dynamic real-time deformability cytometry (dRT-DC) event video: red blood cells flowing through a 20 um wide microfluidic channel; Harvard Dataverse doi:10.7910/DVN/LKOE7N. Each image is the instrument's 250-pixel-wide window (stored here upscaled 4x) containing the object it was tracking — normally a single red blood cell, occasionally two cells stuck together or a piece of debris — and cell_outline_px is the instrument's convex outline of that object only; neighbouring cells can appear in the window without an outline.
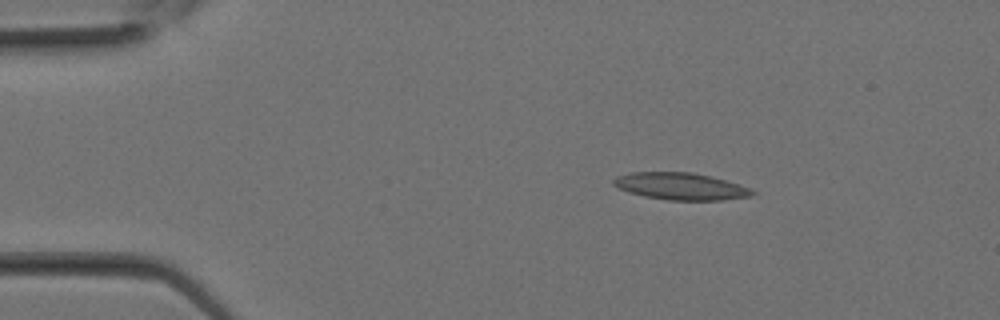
{"species": "Egyptian fruit bat (a non-hibernating species)", "species_latin": "Rousettus aegyptiacus", "temperature_condition": "room temperature", "stored_images_in_passage": 10, "camera_frame_rate_fps": 3000, "um_per_image_px": 0.085, "animal": {"sex": "female"}, "frame": {"image": 1, "passage_image": 1, "time_ms": 0.0, "image_size_px": [1000, 320], "cell_outline_px": [[756, 192], [748, 196], [724, 200], [668, 200], [644, 196], [628, 192], [612, 184], [612, 180], [616, 176], [628, 172], [692, 172], [712, 176], [740, 184], [752, 188]], "centroid_in_image_um": [57.85, 15.82], "position_along_channel_um": 27.1, "area_um2": 22.02}}
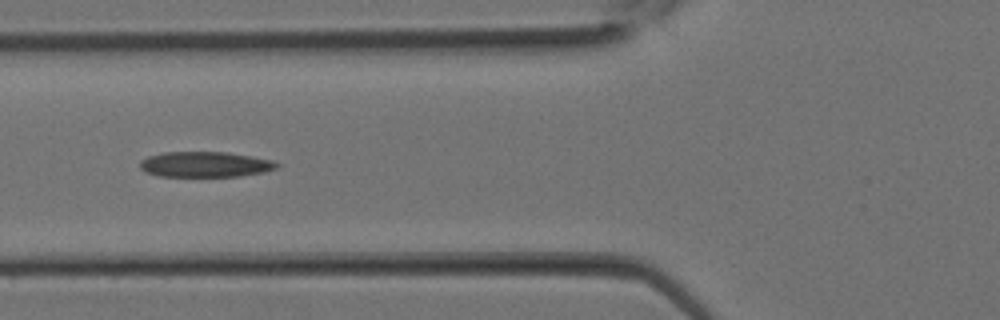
{"frame": {"image": 2, "passage_image": 7, "time_ms": 2.0, "image_size_px": [1000, 320], "cell_outline_px": [[280, 164], [276, 168], [264, 172], [240, 176], [160, 176], [144, 172], [140, 168], [140, 160], [148, 156], [164, 152], [224, 152], [252, 156], [272, 160]], "centroid_in_image_um": [17.42, 13.97], "position_along_channel_um": 108.4, "area_um2": 20.29}}
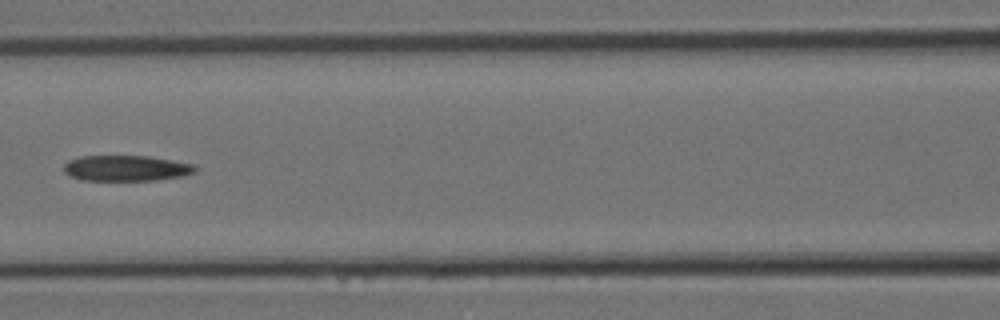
{"frame": {"image": 3, "passage_image": 9, "time_ms": 2.667, "image_size_px": [1000, 320], "cell_outline_px": [[200, 168], [196, 172], [184, 176], [156, 180], [84, 180], [68, 176], [64, 172], [64, 164], [68, 160], [80, 156], [148, 156], [172, 160], [192, 164]], "centroid_in_image_um": [10.74, 14.3], "position_along_channel_um": 155.9, "area_um2": 19.83}}